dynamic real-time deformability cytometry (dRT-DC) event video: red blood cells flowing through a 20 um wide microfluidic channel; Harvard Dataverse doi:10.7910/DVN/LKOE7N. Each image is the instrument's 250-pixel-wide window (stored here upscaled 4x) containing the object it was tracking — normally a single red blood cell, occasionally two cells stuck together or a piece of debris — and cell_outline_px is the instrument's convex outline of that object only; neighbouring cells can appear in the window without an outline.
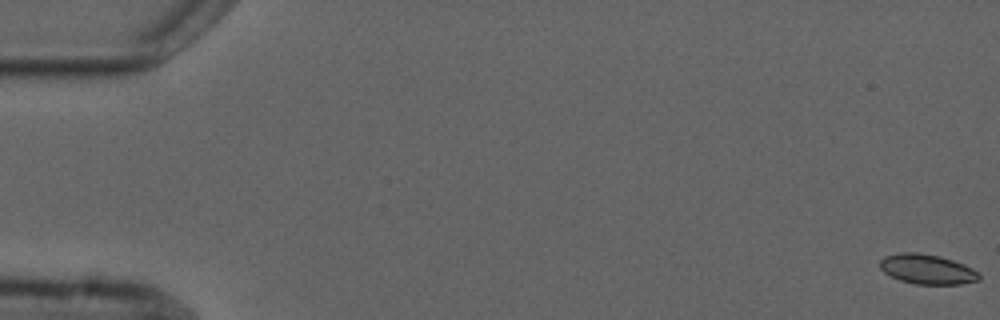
{"species": "common noctule bat (a hibernating species)", "species_latin": "Nyctalus noctula", "temperature_condition": "cold", "stored_images_in_passage": 6, "camera_frame_rate_fps": 3000, "um_per_image_px": 0.085, "animal": {"sex": "male", "forearm_length_mm": 52.5}, "frame": {"image": 1, "passage_image": 1, "time_ms": 0.0, "image_size_px": [1000, 320], "cell_outline_px": [[980, 280], [960, 284], [916, 284], [900, 280], [884, 272], [880, 268], [880, 260], [884, 256], [900, 252], [916, 252], [940, 256], [964, 264], [980, 272]], "centroid_in_image_um": [78.82, 22.88], "position_along_channel_um": 6.2, "area_um2": 17.28}}